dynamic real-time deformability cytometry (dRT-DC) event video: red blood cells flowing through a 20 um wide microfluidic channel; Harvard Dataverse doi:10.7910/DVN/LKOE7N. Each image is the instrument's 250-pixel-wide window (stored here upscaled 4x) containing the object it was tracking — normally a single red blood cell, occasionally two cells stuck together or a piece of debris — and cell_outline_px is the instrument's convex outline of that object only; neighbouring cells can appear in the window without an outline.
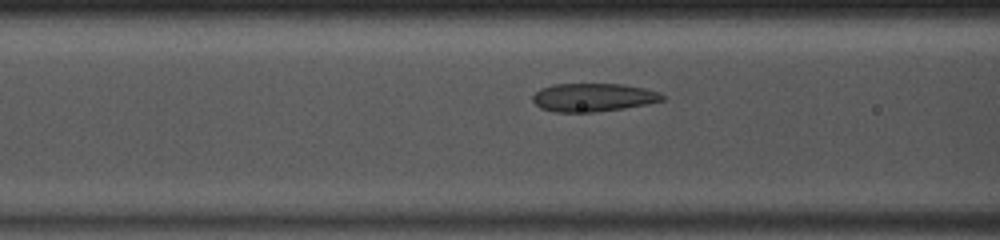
{"species": "common noctule bat (a hibernating species)", "species_latin": "Nyctalus noctula", "temperature_condition": "room temperature", "stored_images_in_passage": 34, "camera_frame_rate_fps": 3000, "um_per_image_px": 0.085, "animal": {"sex": "male", "body_mass_g": 13.0, "forearm_length_mm": 53.1}, "frame": {"image": 1, "passage_image": 5, "time_ms": 1.333, "image_size_px": [1000, 240], "cell_outline_px": [[664, 100], [648, 104], [624, 108], [596, 112], [556, 112], [540, 108], [532, 100], [532, 96], [540, 88], [552, 84], [624, 84], [644, 88], [660, 92], [664, 96]], "centroid_in_image_um": [50.42, 8.28], "position_along_channel_um": 116.2, "area_um2": 21.5}}
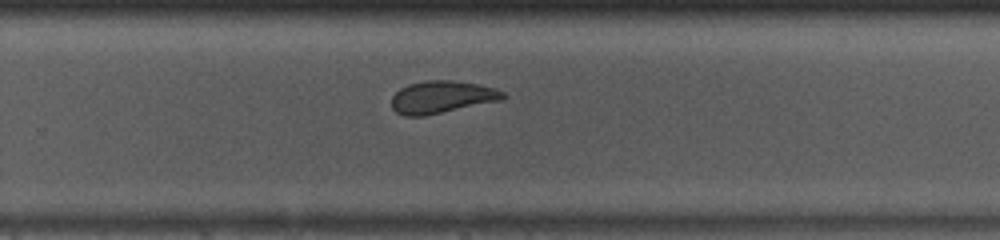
{"frame": {"image": 2, "passage_image": 18, "time_ms": 5.667, "image_size_px": [1000, 240], "cell_outline_px": [[508, 96], [504, 100], [424, 116], [404, 116], [396, 112], [392, 108], [392, 96], [400, 88], [408, 84], [424, 80], [452, 80], [476, 84], [496, 88], [504, 92]], "centroid_in_image_um": [37.58, 8.25], "position_along_channel_um": 292.2, "area_um2": 21.27}}
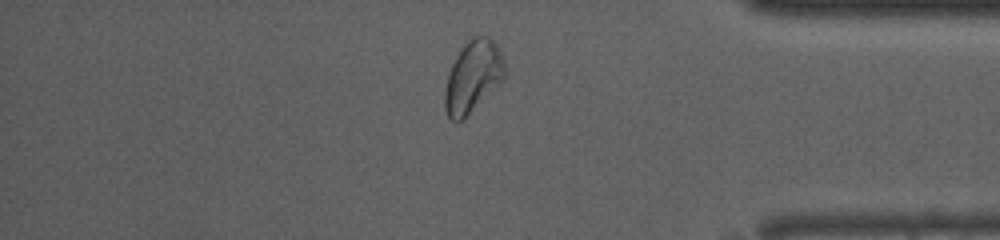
{"frame": {"image": 3, "passage_image": 27, "time_ms": 8.667, "image_size_px": [1000, 240], "cell_outline_px": [[508, 72], [504, 80], [464, 120], [452, 120], [448, 116], [444, 108], [444, 92], [448, 72], [456, 56], [464, 44], [472, 36], [488, 36], [496, 40], [504, 60]], "centroid_in_image_um": [40.24, 6.5], "position_along_channel_um": 395.0, "area_um2": 25.72}, "authors_computed_cell_mechanics": {"area_um2": 21.8195, "velocity_mm_per_s": 4.0636, "shape_relaxation_time_tau1_ms": null, "shape_relaxation_time_tau2_ms": 0.8992, "deformation_change_tau1": null, "deformation_change_tau2": 0.0478}}